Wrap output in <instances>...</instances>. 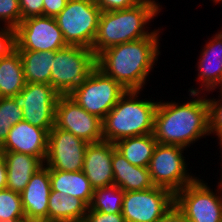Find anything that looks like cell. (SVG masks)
<instances>
[{
	"instance_id": "44dd1931",
	"label": "cell",
	"mask_w": 222,
	"mask_h": 222,
	"mask_svg": "<svg viewBox=\"0 0 222 222\" xmlns=\"http://www.w3.org/2000/svg\"><path fill=\"white\" fill-rule=\"evenodd\" d=\"M89 206L80 198L50 191L48 222H82Z\"/></svg>"
},
{
	"instance_id": "5bb4252c",
	"label": "cell",
	"mask_w": 222,
	"mask_h": 222,
	"mask_svg": "<svg viewBox=\"0 0 222 222\" xmlns=\"http://www.w3.org/2000/svg\"><path fill=\"white\" fill-rule=\"evenodd\" d=\"M88 144L54 125L48 134V151L44 165L49 170L82 171Z\"/></svg>"
},
{
	"instance_id": "1f68e13d",
	"label": "cell",
	"mask_w": 222,
	"mask_h": 222,
	"mask_svg": "<svg viewBox=\"0 0 222 222\" xmlns=\"http://www.w3.org/2000/svg\"><path fill=\"white\" fill-rule=\"evenodd\" d=\"M102 12L122 10L138 5L144 0H94Z\"/></svg>"
},
{
	"instance_id": "4dcf8cb0",
	"label": "cell",
	"mask_w": 222,
	"mask_h": 222,
	"mask_svg": "<svg viewBox=\"0 0 222 222\" xmlns=\"http://www.w3.org/2000/svg\"><path fill=\"white\" fill-rule=\"evenodd\" d=\"M44 0H19L21 21L28 17L43 16Z\"/></svg>"
},
{
	"instance_id": "60d3db41",
	"label": "cell",
	"mask_w": 222,
	"mask_h": 222,
	"mask_svg": "<svg viewBox=\"0 0 222 222\" xmlns=\"http://www.w3.org/2000/svg\"><path fill=\"white\" fill-rule=\"evenodd\" d=\"M213 1V3H218L220 0H212Z\"/></svg>"
},
{
	"instance_id": "7a4b0ae2",
	"label": "cell",
	"mask_w": 222,
	"mask_h": 222,
	"mask_svg": "<svg viewBox=\"0 0 222 222\" xmlns=\"http://www.w3.org/2000/svg\"><path fill=\"white\" fill-rule=\"evenodd\" d=\"M189 94L193 98L186 103L158 102L153 132L157 143L187 148L210 135L207 95Z\"/></svg>"
},
{
	"instance_id": "e575fe53",
	"label": "cell",
	"mask_w": 222,
	"mask_h": 222,
	"mask_svg": "<svg viewBox=\"0 0 222 222\" xmlns=\"http://www.w3.org/2000/svg\"><path fill=\"white\" fill-rule=\"evenodd\" d=\"M13 47H14L13 31L0 27V60Z\"/></svg>"
},
{
	"instance_id": "6da1fadb",
	"label": "cell",
	"mask_w": 222,
	"mask_h": 222,
	"mask_svg": "<svg viewBox=\"0 0 222 222\" xmlns=\"http://www.w3.org/2000/svg\"><path fill=\"white\" fill-rule=\"evenodd\" d=\"M160 29L149 37L111 46L96 56V67L127 91H142L158 61Z\"/></svg>"
},
{
	"instance_id": "cb8c5ba5",
	"label": "cell",
	"mask_w": 222,
	"mask_h": 222,
	"mask_svg": "<svg viewBox=\"0 0 222 222\" xmlns=\"http://www.w3.org/2000/svg\"><path fill=\"white\" fill-rule=\"evenodd\" d=\"M26 83L50 84L55 51L18 50Z\"/></svg>"
},
{
	"instance_id": "9a60e30c",
	"label": "cell",
	"mask_w": 222,
	"mask_h": 222,
	"mask_svg": "<svg viewBox=\"0 0 222 222\" xmlns=\"http://www.w3.org/2000/svg\"><path fill=\"white\" fill-rule=\"evenodd\" d=\"M48 134L46 129L23 120L11 127L1 148L5 152L30 154L44 163L48 151Z\"/></svg>"
},
{
	"instance_id": "8fae6325",
	"label": "cell",
	"mask_w": 222,
	"mask_h": 222,
	"mask_svg": "<svg viewBox=\"0 0 222 222\" xmlns=\"http://www.w3.org/2000/svg\"><path fill=\"white\" fill-rule=\"evenodd\" d=\"M13 33L14 47L17 50L58 51L67 46L55 17L25 18Z\"/></svg>"
},
{
	"instance_id": "d590c367",
	"label": "cell",
	"mask_w": 222,
	"mask_h": 222,
	"mask_svg": "<svg viewBox=\"0 0 222 222\" xmlns=\"http://www.w3.org/2000/svg\"><path fill=\"white\" fill-rule=\"evenodd\" d=\"M158 222H190L174 204Z\"/></svg>"
},
{
	"instance_id": "7402d4cb",
	"label": "cell",
	"mask_w": 222,
	"mask_h": 222,
	"mask_svg": "<svg viewBox=\"0 0 222 222\" xmlns=\"http://www.w3.org/2000/svg\"><path fill=\"white\" fill-rule=\"evenodd\" d=\"M51 190L63 192L91 204L94 189L83 171L49 170Z\"/></svg>"
},
{
	"instance_id": "2e32d148",
	"label": "cell",
	"mask_w": 222,
	"mask_h": 222,
	"mask_svg": "<svg viewBox=\"0 0 222 222\" xmlns=\"http://www.w3.org/2000/svg\"><path fill=\"white\" fill-rule=\"evenodd\" d=\"M115 149V143L109 141L87 145L82 171L93 189L114 184L112 156Z\"/></svg>"
},
{
	"instance_id": "8992f818",
	"label": "cell",
	"mask_w": 222,
	"mask_h": 222,
	"mask_svg": "<svg viewBox=\"0 0 222 222\" xmlns=\"http://www.w3.org/2000/svg\"><path fill=\"white\" fill-rule=\"evenodd\" d=\"M101 12L94 0H68L55 17L66 44L91 49Z\"/></svg>"
},
{
	"instance_id": "3957f363",
	"label": "cell",
	"mask_w": 222,
	"mask_h": 222,
	"mask_svg": "<svg viewBox=\"0 0 222 222\" xmlns=\"http://www.w3.org/2000/svg\"><path fill=\"white\" fill-rule=\"evenodd\" d=\"M156 0H144L133 7L101 12L92 51L97 56L103 50L125 42L149 37L146 25L162 10Z\"/></svg>"
},
{
	"instance_id": "d6986e66",
	"label": "cell",
	"mask_w": 222,
	"mask_h": 222,
	"mask_svg": "<svg viewBox=\"0 0 222 222\" xmlns=\"http://www.w3.org/2000/svg\"><path fill=\"white\" fill-rule=\"evenodd\" d=\"M114 184L125 191H143L154 187L149 169L134 166L115 149L112 156Z\"/></svg>"
},
{
	"instance_id": "603a6c76",
	"label": "cell",
	"mask_w": 222,
	"mask_h": 222,
	"mask_svg": "<svg viewBox=\"0 0 222 222\" xmlns=\"http://www.w3.org/2000/svg\"><path fill=\"white\" fill-rule=\"evenodd\" d=\"M26 82L19 51L13 47L0 60V97L20 93Z\"/></svg>"
},
{
	"instance_id": "e0dca14e",
	"label": "cell",
	"mask_w": 222,
	"mask_h": 222,
	"mask_svg": "<svg viewBox=\"0 0 222 222\" xmlns=\"http://www.w3.org/2000/svg\"><path fill=\"white\" fill-rule=\"evenodd\" d=\"M51 191L49 168L43 166L31 176L20 193L25 218L48 222V199Z\"/></svg>"
},
{
	"instance_id": "83f0119b",
	"label": "cell",
	"mask_w": 222,
	"mask_h": 222,
	"mask_svg": "<svg viewBox=\"0 0 222 222\" xmlns=\"http://www.w3.org/2000/svg\"><path fill=\"white\" fill-rule=\"evenodd\" d=\"M23 218L21 194L7 188L0 190V222H15Z\"/></svg>"
},
{
	"instance_id": "484cf974",
	"label": "cell",
	"mask_w": 222,
	"mask_h": 222,
	"mask_svg": "<svg viewBox=\"0 0 222 222\" xmlns=\"http://www.w3.org/2000/svg\"><path fill=\"white\" fill-rule=\"evenodd\" d=\"M124 191L113 184L94 189L90 210L102 213H121Z\"/></svg>"
},
{
	"instance_id": "f35d334b",
	"label": "cell",
	"mask_w": 222,
	"mask_h": 222,
	"mask_svg": "<svg viewBox=\"0 0 222 222\" xmlns=\"http://www.w3.org/2000/svg\"><path fill=\"white\" fill-rule=\"evenodd\" d=\"M219 145H220V147H221V149L220 150H222V143H218ZM222 152V151H221ZM222 158V157H221ZM222 160V159H221ZM222 174V173H221ZM218 184V188L217 189H219L220 190V192L222 193V175H221V181L220 182H218L217 183Z\"/></svg>"
},
{
	"instance_id": "30bf717a",
	"label": "cell",
	"mask_w": 222,
	"mask_h": 222,
	"mask_svg": "<svg viewBox=\"0 0 222 222\" xmlns=\"http://www.w3.org/2000/svg\"><path fill=\"white\" fill-rule=\"evenodd\" d=\"M60 94L50 84L26 83L12 96L23 111V120L48 132L55 125L56 103Z\"/></svg>"
},
{
	"instance_id": "74e56055",
	"label": "cell",
	"mask_w": 222,
	"mask_h": 222,
	"mask_svg": "<svg viewBox=\"0 0 222 222\" xmlns=\"http://www.w3.org/2000/svg\"><path fill=\"white\" fill-rule=\"evenodd\" d=\"M5 161V151L0 146V165Z\"/></svg>"
},
{
	"instance_id": "4fadbf2b",
	"label": "cell",
	"mask_w": 222,
	"mask_h": 222,
	"mask_svg": "<svg viewBox=\"0 0 222 222\" xmlns=\"http://www.w3.org/2000/svg\"><path fill=\"white\" fill-rule=\"evenodd\" d=\"M55 126L87 143L103 141L102 120L85 111L68 95H60L57 100Z\"/></svg>"
},
{
	"instance_id": "8d00e7d4",
	"label": "cell",
	"mask_w": 222,
	"mask_h": 222,
	"mask_svg": "<svg viewBox=\"0 0 222 222\" xmlns=\"http://www.w3.org/2000/svg\"><path fill=\"white\" fill-rule=\"evenodd\" d=\"M7 167L5 161L0 165V190L6 189Z\"/></svg>"
},
{
	"instance_id": "d6a6232c",
	"label": "cell",
	"mask_w": 222,
	"mask_h": 222,
	"mask_svg": "<svg viewBox=\"0 0 222 222\" xmlns=\"http://www.w3.org/2000/svg\"><path fill=\"white\" fill-rule=\"evenodd\" d=\"M82 222H125L122 213H102L88 208Z\"/></svg>"
},
{
	"instance_id": "f546056e",
	"label": "cell",
	"mask_w": 222,
	"mask_h": 222,
	"mask_svg": "<svg viewBox=\"0 0 222 222\" xmlns=\"http://www.w3.org/2000/svg\"><path fill=\"white\" fill-rule=\"evenodd\" d=\"M221 98L217 100L208 98L209 106V131L210 134L218 136L219 143H222V88H219Z\"/></svg>"
},
{
	"instance_id": "277c9868",
	"label": "cell",
	"mask_w": 222,
	"mask_h": 222,
	"mask_svg": "<svg viewBox=\"0 0 222 222\" xmlns=\"http://www.w3.org/2000/svg\"><path fill=\"white\" fill-rule=\"evenodd\" d=\"M138 94V90H128L102 120L103 141L116 143L127 137L153 134L158 101L140 100Z\"/></svg>"
},
{
	"instance_id": "f1b7e54d",
	"label": "cell",
	"mask_w": 222,
	"mask_h": 222,
	"mask_svg": "<svg viewBox=\"0 0 222 222\" xmlns=\"http://www.w3.org/2000/svg\"><path fill=\"white\" fill-rule=\"evenodd\" d=\"M0 21H4V29L12 31L20 24L19 0H0Z\"/></svg>"
},
{
	"instance_id": "ba28073f",
	"label": "cell",
	"mask_w": 222,
	"mask_h": 222,
	"mask_svg": "<svg viewBox=\"0 0 222 222\" xmlns=\"http://www.w3.org/2000/svg\"><path fill=\"white\" fill-rule=\"evenodd\" d=\"M184 150L186 148L179 145L157 143L148 166L154 186L168 189L175 195L198 178L189 174Z\"/></svg>"
},
{
	"instance_id": "4316f807",
	"label": "cell",
	"mask_w": 222,
	"mask_h": 222,
	"mask_svg": "<svg viewBox=\"0 0 222 222\" xmlns=\"http://www.w3.org/2000/svg\"><path fill=\"white\" fill-rule=\"evenodd\" d=\"M23 121V111L12 97H0V146L6 140L9 130Z\"/></svg>"
},
{
	"instance_id": "836d02e7",
	"label": "cell",
	"mask_w": 222,
	"mask_h": 222,
	"mask_svg": "<svg viewBox=\"0 0 222 222\" xmlns=\"http://www.w3.org/2000/svg\"><path fill=\"white\" fill-rule=\"evenodd\" d=\"M68 0H44L43 16L56 17L66 6Z\"/></svg>"
},
{
	"instance_id": "5b68a950",
	"label": "cell",
	"mask_w": 222,
	"mask_h": 222,
	"mask_svg": "<svg viewBox=\"0 0 222 222\" xmlns=\"http://www.w3.org/2000/svg\"><path fill=\"white\" fill-rule=\"evenodd\" d=\"M51 86L60 95H69L96 68V55L90 48L67 45L55 51Z\"/></svg>"
},
{
	"instance_id": "9c48e42d",
	"label": "cell",
	"mask_w": 222,
	"mask_h": 222,
	"mask_svg": "<svg viewBox=\"0 0 222 222\" xmlns=\"http://www.w3.org/2000/svg\"><path fill=\"white\" fill-rule=\"evenodd\" d=\"M204 182L198 178L178 191L175 205L190 222H222V193Z\"/></svg>"
},
{
	"instance_id": "ab89813d",
	"label": "cell",
	"mask_w": 222,
	"mask_h": 222,
	"mask_svg": "<svg viewBox=\"0 0 222 222\" xmlns=\"http://www.w3.org/2000/svg\"><path fill=\"white\" fill-rule=\"evenodd\" d=\"M15 222H37V221L31 220V219H28V218H23L21 220L15 221Z\"/></svg>"
},
{
	"instance_id": "ffe728a7",
	"label": "cell",
	"mask_w": 222,
	"mask_h": 222,
	"mask_svg": "<svg viewBox=\"0 0 222 222\" xmlns=\"http://www.w3.org/2000/svg\"><path fill=\"white\" fill-rule=\"evenodd\" d=\"M7 167L6 188L21 193L27 186L31 176L44 166L35 156L17 152H5Z\"/></svg>"
},
{
	"instance_id": "ac0fdd59",
	"label": "cell",
	"mask_w": 222,
	"mask_h": 222,
	"mask_svg": "<svg viewBox=\"0 0 222 222\" xmlns=\"http://www.w3.org/2000/svg\"><path fill=\"white\" fill-rule=\"evenodd\" d=\"M204 46L197 65V78L202 81L199 88L201 90L192 87L188 91L190 93H199L200 95L204 89L208 93L222 87V30L216 33L210 42H206Z\"/></svg>"
},
{
	"instance_id": "d4e9b609",
	"label": "cell",
	"mask_w": 222,
	"mask_h": 222,
	"mask_svg": "<svg viewBox=\"0 0 222 222\" xmlns=\"http://www.w3.org/2000/svg\"><path fill=\"white\" fill-rule=\"evenodd\" d=\"M157 141L154 134L127 137L115 143L116 149L134 166L148 168Z\"/></svg>"
},
{
	"instance_id": "52a82bcc",
	"label": "cell",
	"mask_w": 222,
	"mask_h": 222,
	"mask_svg": "<svg viewBox=\"0 0 222 222\" xmlns=\"http://www.w3.org/2000/svg\"><path fill=\"white\" fill-rule=\"evenodd\" d=\"M127 90L97 67L68 96L85 111L103 120Z\"/></svg>"
},
{
	"instance_id": "7c38bea8",
	"label": "cell",
	"mask_w": 222,
	"mask_h": 222,
	"mask_svg": "<svg viewBox=\"0 0 222 222\" xmlns=\"http://www.w3.org/2000/svg\"><path fill=\"white\" fill-rule=\"evenodd\" d=\"M175 204L168 189L152 187L143 191H125L122 215L125 222H158Z\"/></svg>"
}]
</instances>
